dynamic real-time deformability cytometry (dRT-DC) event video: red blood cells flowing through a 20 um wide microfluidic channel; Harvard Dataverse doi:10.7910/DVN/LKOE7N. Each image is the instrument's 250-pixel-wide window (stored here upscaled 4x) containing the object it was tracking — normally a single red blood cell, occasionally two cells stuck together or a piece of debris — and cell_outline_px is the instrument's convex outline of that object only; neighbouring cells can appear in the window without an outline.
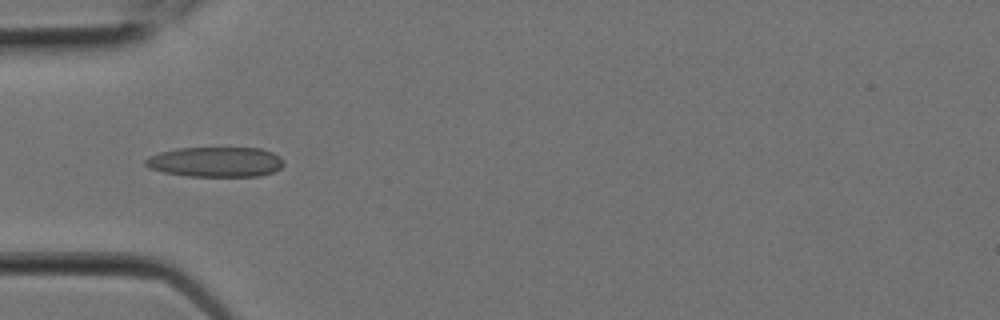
{"species": "Egyptian fruit bat (a non-hibernating species)", "species_latin": "Rousettus aegyptiacus", "temperature_condition": "room temperature", "stored_images_in_passage": 8, "camera_frame_rate_fps": 3000, "um_per_image_px": 0.085, "animal": {"sex": "female"}, "frame": {"image": 1, "passage_image": 6, "time_ms": 1.667, "image_size_px": [1000, 320], "cell_outline_px": [[284, 164], [280, 168], [272, 172], [260, 176], [188, 176], [164, 172], [148, 168], [144, 164], [144, 160], [148, 156], [160, 152], [176, 148], [260, 148], [272, 152], [280, 156], [284, 160]], "centroid_in_image_um": [18.32, 13.76], "position_along_channel_um": 66.7, "area_um2": 24.33}}
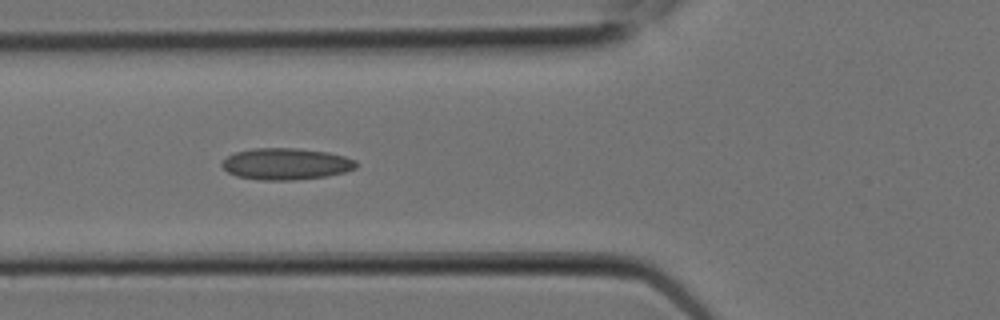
{"frame": {"image": 2, "passage_image": 7, "time_ms": 2.0, "image_size_px": [1000, 320], "cell_outline_px": [[356, 168], [344, 172], [324, 176], [292, 180], [260, 180], [236, 176], [228, 172], [220, 164], [228, 156], [236, 152], [252, 148], [296, 148], [328, 152], [344, 156], [356, 160]], "centroid_in_image_um": [24.29, 13.93], "position_along_channel_um": 101.5, "area_um2": 24.57}}
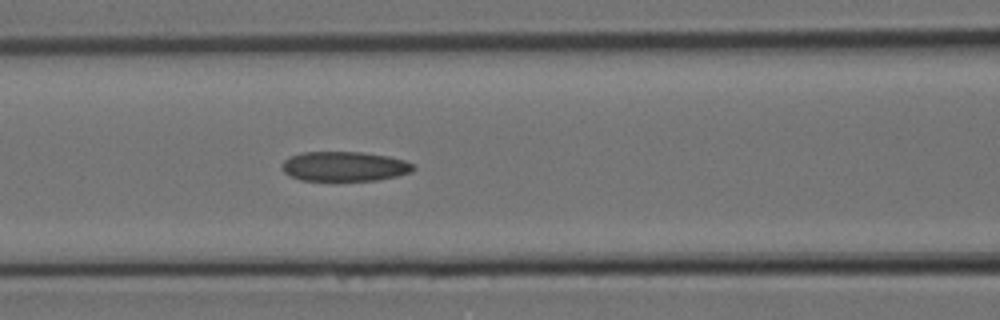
{"frame": {"image": 3, "passage_image": 8, "time_ms": 2.333, "image_size_px": [1000, 320], "cell_outline_px": [[416, 168], [412, 172], [396, 176], [376, 180], [300, 180], [288, 176], [280, 168], [284, 160], [300, 152], [364, 152], [388, 156], [404, 160], [416, 164]], "centroid_in_image_um": [29.28, 14.14], "position_along_channel_um": 137.3, "area_um2": 22.89}}